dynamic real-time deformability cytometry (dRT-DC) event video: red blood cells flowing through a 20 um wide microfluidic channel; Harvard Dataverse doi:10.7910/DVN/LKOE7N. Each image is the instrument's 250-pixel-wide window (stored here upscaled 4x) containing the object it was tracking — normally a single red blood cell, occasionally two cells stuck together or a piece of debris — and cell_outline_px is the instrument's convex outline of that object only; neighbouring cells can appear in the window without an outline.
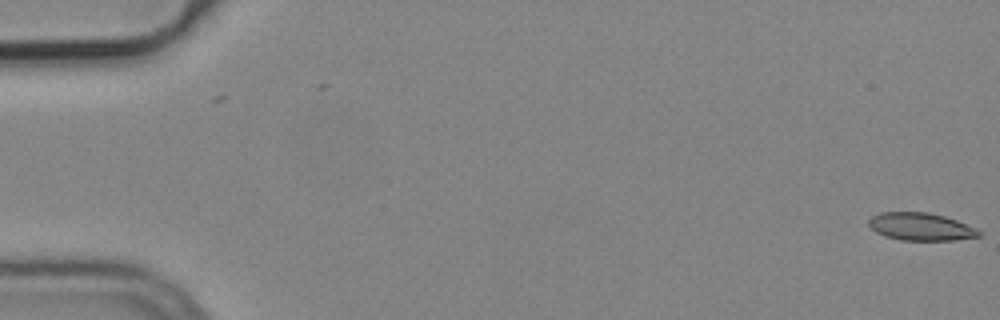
{"species": "common noctule bat (a hibernating species)", "species_latin": "Nyctalus noctula", "temperature_condition": "cold", "stored_images_in_passage": 55, "camera_frame_rate_fps": 3000, "um_per_image_px": 0.085, "animal": {"sex": "male", "body_mass_g": 19.2, "forearm_length_mm": 51.8}, "frame": {"image": 1, "passage_image": 1, "time_ms": 0.0, "image_size_px": [1000, 320], "cell_outline_px": [[980, 236], [956, 240], [900, 240], [884, 236], [876, 232], [868, 224], [868, 220], [872, 216], [880, 212], [928, 212], [944, 216], [956, 220], [976, 228], [980, 232]], "centroid_in_image_um": [78.24, 19.27], "position_along_channel_um": 6.8, "area_um2": 17.74}}
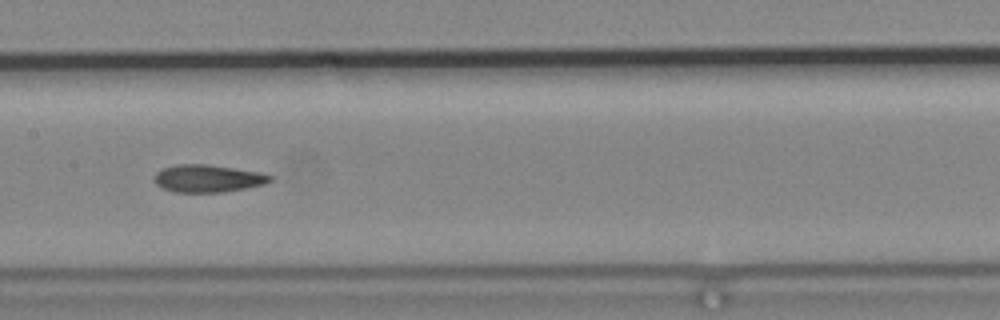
{"frame": {"image": 2, "passage_image": 28, "time_ms": 9.0, "image_size_px": [1000, 320], "cell_outline_px": [[272, 180], [264, 184], [244, 188], [220, 192], [176, 192], [160, 188], [156, 184], [156, 172], [160, 168], [176, 164], [208, 164], [260, 172], [272, 176]], "centroid_in_image_um": [17.63, 15.16], "position_along_channel_um": 189.8, "area_um2": 18.5}}
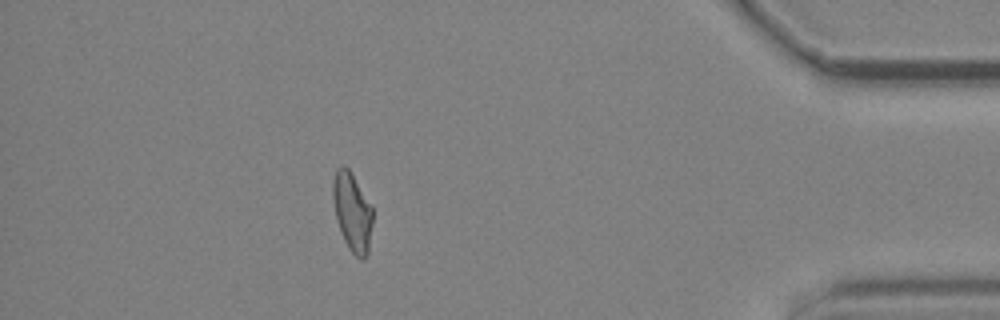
{"frame": {"image": 3, "passage_image": 49, "time_ms": 16.0, "image_size_px": [1000, 320], "cell_outline_px": [[372, 224], [368, 256], [364, 260], [360, 260], [348, 248], [344, 240], [336, 220], [332, 196], [332, 180], [336, 168], [340, 164], [344, 164], [348, 168], [372, 204]], "centroid_in_image_um": [29.94, 18.0], "position_along_channel_um": 405.3, "area_um2": 18.67}, "authors_computed_cell_mechanics": {"area_um2": 18.496, "velocity_mm_per_s": 3.7725, "shape_relaxation_time_tau1_ms": null, "shape_relaxation_time_tau2_ms": 3.3381, "deformation_change_tau1": null, "deformation_change_tau2": 0.1203}}